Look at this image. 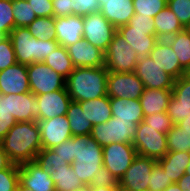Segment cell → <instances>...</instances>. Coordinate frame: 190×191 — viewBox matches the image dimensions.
I'll use <instances>...</instances> for the list:
<instances>
[{"label":"cell","mask_w":190,"mask_h":191,"mask_svg":"<svg viewBox=\"0 0 190 191\" xmlns=\"http://www.w3.org/2000/svg\"><path fill=\"white\" fill-rule=\"evenodd\" d=\"M44 63L65 79L75 68L68 55L67 48L62 45H59L54 52H51L44 60Z\"/></svg>","instance_id":"obj_32"},{"label":"cell","mask_w":190,"mask_h":191,"mask_svg":"<svg viewBox=\"0 0 190 191\" xmlns=\"http://www.w3.org/2000/svg\"><path fill=\"white\" fill-rule=\"evenodd\" d=\"M164 191H183L177 183L169 185Z\"/></svg>","instance_id":"obj_57"},{"label":"cell","mask_w":190,"mask_h":191,"mask_svg":"<svg viewBox=\"0 0 190 191\" xmlns=\"http://www.w3.org/2000/svg\"><path fill=\"white\" fill-rule=\"evenodd\" d=\"M172 97L177 100V105L190 106V77L186 74L174 81Z\"/></svg>","instance_id":"obj_37"},{"label":"cell","mask_w":190,"mask_h":191,"mask_svg":"<svg viewBox=\"0 0 190 191\" xmlns=\"http://www.w3.org/2000/svg\"><path fill=\"white\" fill-rule=\"evenodd\" d=\"M19 184V165L12 164L9 168L0 170V191H16Z\"/></svg>","instance_id":"obj_40"},{"label":"cell","mask_w":190,"mask_h":191,"mask_svg":"<svg viewBox=\"0 0 190 191\" xmlns=\"http://www.w3.org/2000/svg\"><path fill=\"white\" fill-rule=\"evenodd\" d=\"M19 182L34 191H55L49 171L42 169L36 161L19 165Z\"/></svg>","instance_id":"obj_16"},{"label":"cell","mask_w":190,"mask_h":191,"mask_svg":"<svg viewBox=\"0 0 190 191\" xmlns=\"http://www.w3.org/2000/svg\"><path fill=\"white\" fill-rule=\"evenodd\" d=\"M14 29L12 0H0V33L9 36Z\"/></svg>","instance_id":"obj_39"},{"label":"cell","mask_w":190,"mask_h":191,"mask_svg":"<svg viewBox=\"0 0 190 191\" xmlns=\"http://www.w3.org/2000/svg\"><path fill=\"white\" fill-rule=\"evenodd\" d=\"M15 123L16 120L9 113L8 97L0 92V141Z\"/></svg>","instance_id":"obj_43"},{"label":"cell","mask_w":190,"mask_h":191,"mask_svg":"<svg viewBox=\"0 0 190 191\" xmlns=\"http://www.w3.org/2000/svg\"><path fill=\"white\" fill-rule=\"evenodd\" d=\"M73 138L74 162L71 167L83 185L89 186L94 173L103 166V147L91 135Z\"/></svg>","instance_id":"obj_3"},{"label":"cell","mask_w":190,"mask_h":191,"mask_svg":"<svg viewBox=\"0 0 190 191\" xmlns=\"http://www.w3.org/2000/svg\"><path fill=\"white\" fill-rule=\"evenodd\" d=\"M0 145L14 164L34 161L42 149L37 121L16 122L0 141Z\"/></svg>","instance_id":"obj_1"},{"label":"cell","mask_w":190,"mask_h":191,"mask_svg":"<svg viewBox=\"0 0 190 191\" xmlns=\"http://www.w3.org/2000/svg\"><path fill=\"white\" fill-rule=\"evenodd\" d=\"M17 63L15 52L9 36H5L0 40V71Z\"/></svg>","instance_id":"obj_45"},{"label":"cell","mask_w":190,"mask_h":191,"mask_svg":"<svg viewBox=\"0 0 190 191\" xmlns=\"http://www.w3.org/2000/svg\"><path fill=\"white\" fill-rule=\"evenodd\" d=\"M49 174L55 183V191H75L84 186L71 165L53 166Z\"/></svg>","instance_id":"obj_29"},{"label":"cell","mask_w":190,"mask_h":191,"mask_svg":"<svg viewBox=\"0 0 190 191\" xmlns=\"http://www.w3.org/2000/svg\"><path fill=\"white\" fill-rule=\"evenodd\" d=\"M52 150L59 155L61 160L67 161L70 165L74 162L72 137L53 147Z\"/></svg>","instance_id":"obj_51"},{"label":"cell","mask_w":190,"mask_h":191,"mask_svg":"<svg viewBox=\"0 0 190 191\" xmlns=\"http://www.w3.org/2000/svg\"><path fill=\"white\" fill-rule=\"evenodd\" d=\"M155 35L158 39H164L175 35L177 32L184 30L185 28L180 23L175 14L165 7L154 18Z\"/></svg>","instance_id":"obj_28"},{"label":"cell","mask_w":190,"mask_h":191,"mask_svg":"<svg viewBox=\"0 0 190 191\" xmlns=\"http://www.w3.org/2000/svg\"><path fill=\"white\" fill-rule=\"evenodd\" d=\"M134 13L154 18L167 7V0H133Z\"/></svg>","instance_id":"obj_36"},{"label":"cell","mask_w":190,"mask_h":191,"mask_svg":"<svg viewBox=\"0 0 190 191\" xmlns=\"http://www.w3.org/2000/svg\"><path fill=\"white\" fill-rule=\"evenodd\" d=\"M186 174H190V161L187 165V168H186V171H185Z\"/></svg>","instance_id":"obj_60"},{"label":"cell","mask_w":190,"mask_h":191,"mask_svg":"<svg viewBox=\"0 0 190 191\" xmlns=\"http://www.w3.org/2000/svg\"><path fill=\"white\" fill-rule=\"evenodd\" d=\"M66 48L75 68L105 66V52L83 38Z\"/></svg>","instance_id":"obj_15"},{"label":"cell","mask_w":190,"mask_h":191,"mask_svg":"<svg viewBox=\"0 0 190 191\" xmlns=\"http://www.w3.org/2000/svg\"><path fill=\"white\" fill-rule=\"evenodd\" d=\"M133 145L138 155L159 160L168 152L165 133H160L155 128L141 121L137 125Z\"/></svg>","instance_id":"obj_7"},{"label":"cell","mask_w":190,"mask_h":191,"mask_svg":"<svg viewBox=\"0 0 190 191\" xmlns=\"http://www.w3.org/2000/svg\"><path fill=\"white\" fill-rule=\"evenodd\" d=\"M136 130L135 123L111 117L107 122L94 125L91 136L102 147L111 143L133 144Z\"/></svg>","instance_id":"obj_6"},{"label":"cell","mask_w":190,"mask_h":191,"mask_svg":"<svg viewBox=\"0 0 190 191\" xmlns=\"http://www.w3.org/2000/svg\"><path fill=\"white\" fill-rule=\"evenodd\" d=\"M138 59L135 50L116 32L105 51V68L109 72L131 73Z\"/></svg>","instance_id":"obj_5"},{"label":"cell","mask_w":190,"mask_h":191,"mask_svg":"<svg viewBox=\"0 0 190 191\" xmlns=\"http://www.w3.org/2000/svg\"><path fill=\"white\" fill-rule=\"evenodd\" d=\"M39 166L46 170L50 171V169L54 166L57 168L58 166H69L70 164L67 161L61 160L59 155L54 152L52 149L42 148L35 157V160Z\"/></svg>","instance_id":"obj_38"},{"label":"cell","mask_w":190,"mask_h":191,"mask_svg":"<svg viewBox=\"0 0 190 191\" xmlns=\"http://www.w3.org/2000/svg\"><path fill=\"white\" fill-rule=\"evenodd\" d=\"M112 117L118 120L131 121L138 125L143 118V110L137 99L110 98Z\"/></svg>","instance_id":"obj_25"},{"label":"cell","mask_w":190,"mask_h":191,"mask_svg":"<svg viewBox=\"0 0 190 191\" xmlns=\"http://www.w3.org/2000/svg\"><path fill=\"white\" fill-rule=\"evenodd\" d=\"M100 13L117 29L134 16L133 0H99Z\"/></svg>","instance_id":"obj_22"},{"label":"cell","mask_w":190,"mask_h":191,"mask_svg":"<svg viewBox=\"0 0 190 191\" xmlns=\"http://www.w3.org/2000/svg\"><path fill=\"white\" fill-rule=\"evenodd\" d=\"M53 17H67L73 15L70 0H52Z\"/></svg>","instance_id":"obj_52"},{"label":"cell","mask_w":190,"mask_h":191,"mask_svg":"<svg viewBox=\"0 0 190 191\" xmlns=\"http://www.w3.org/2000/svg\"><path fill=\"white\" fill-rule=\"evenodd\" d=\"M56 41L59 45L67 47L83 38V17L70 15L55 18Z\"/></svg>","instance_id":"obj_21"},{"label":"cell","mask_w":190,"mask_h":191,"mask_svg":"<svg viewBox=\"0 0 190 191\" xmlns=\"http://www.w3.org/2000/svg\"><path fill=\"white\" fill-rule=\"evenodd\" d=\"M16 191H34V190L23 186V185L19 182V184L17 185Z\"/></svg>","instance_id":"obj_58"},{"label":"cell","mask_w":190,"mask_h":191,"mask_svg":"<svg viewBox=\"0 0 190 191\" xmlns=\"http://www.w3.org/2000/svg\"><path fill=\"white\" fill-rule=\"evenodd\" d=\"M37 17H53L52 0H27Z\"/></svg>","instance_id":"obj_50"},{"label":"cell","mask_w":190,"mask_h":191,"mask_svg":"<svg viewBox=\"0 0 190 191\" xmlns=\"http://www.w3.org/2000/svg\"><path fill=\"white\" fill-rule=\"evenodd\" d=\"M9 37L18 63L30 65L44 62L47 56L59 46L56 40H39L32 36L27 27L14 28Z\"/></svg>","instance_id":"obj_4"},{"label":"cell","mask_w":190,"mask_h":191,"mask_svg":"<svg viewBox=\"0 0 190 191\" xmlns=\"http://www.w3.org/2000/svg\"><path fill=\"white\" fill-rule=\"evenodd\" d=\"M167 114L174 125L190 115V106L177 105V100L171 97L167 107Z\"/></svg>","instance_id":"obj_48"},{"label":"cell","mask_w":190,"mask_h":191,"mask_svg":"<svg viewBox=\"0 0 190 191\" xmlns=\"http://www.w3.org/2000/svg\"><path fill=\"white\" fill-rule=\"evenodd\" d=\"M135 74L143 82L144 88L172 89L175 79L164 72L150 56L139 58L135 67Z\"/></svg>","instance_id":"obj_13"},{"label":"cell","mask_w":190,"mask_h":191,"mask_svg":"<svg viewBox=\"0 0 190 191\" xmlns=\"http://www.w3.org/2000/svg\"><path fill=\"white\" fill-rule=\"evenodd\" d=\"M157 163L151 157L137 155L124 176L119 180L122 191H146L150 183V174Z\"/></svg>","instance_id":"obj_11"},{"label":"cell","mask_w":190,"mask_h":191,"mask_svg":"<svg viewBox=\"0 0 190 191\" xmlns=\"http://www.w3.org/2000/svg\"><path fill=\"white\" fill-rule=\"evenodd\" d=\"M108 72L105 66L74 68L65 84L71 100L80 102L107 96Z\"/></svg>","instance_id":"obj_2"},{"label":"cell","mask_w":190,"mask_h":191,"mask_svg":"<svg viewBox=\"0 0 190 191\" xmlns=\"http://www.w3.org/2000/svg\"><path fill=\"white\" fill-rule=\"evenodd\" d=\"M173 184L171 179L165 173V170L157 162L150 174V183H148V190L150 191H164L169 185Z\"/></svg>","instance_id":"obj_41"},{"label":"cell","mask_w":190,"mask_h":191,"mask_svg":"<svg viewBox=\"0 0 190 191\" xmlns=\"http://www.w3.org/2000/svg\"><path fill=\"white\" fill-rule=\"evenodd\" d=\"M13 162L9 159V156L5 153L0 145V170L9 168Z\"/></svg>","instance_id":"obj_53"},{"label":"cell","mask_w":190,"mask_h":191,"mask_svg":"<svg viewBox=\"0 0 190 191\" xmlns=\"http://www.w3.org/2000/svg\"><path fill=\"white\" fill-rule=\"evenodd\" d=\"M168 151L190 152V133L177 125L166 134Z\"/></svg>","instance_id":"obj_35"},{"label":"cell","mask_w":190,"mask_h":191,"mask_svg":"<svg viewBox=\"0 0 190 191\" xmlns=\"http://www.w3.org/2000/svg\"><path fill=\"white\" fill-rule=\"evenodd\" d=\"M75 191H92L91 187L90 186H83L79 189H76Z\"/></svg>","instance_id":"obj_59"},{"label":"cell","mask_w":190,"mask_h":191,"mask_svg":"<svg viewBox=\"0 0 190 191\" xmlns=\"http://www.w3.org/2000/svg\"><path fill=\"white\" fill-rule=\"evenodd\" d=\"M183 191H190V174H184L177 182Z\"/></svg>","instance_id":"obj_54"},{"label":"cell","mask_w":190,"mask_h":191,"mask_svg":"<svg viewBox=\"0 0 190 191\" xmlns=\"http://www.w3.org/2000/svg\"><path fill=\"white\" fill-rule=\"evenodd\" d=\"M190 161V152L168 151L163 158L157 160L173 183H176L184 174Z\"/></svg>","instance_id":"obj_26"},{"label":"cell","mask_w":190,"mask_h":191,"mask_svg":"<svg viewBox=\"0 0 190 191\" xmlns=\"http://www.w3.org/2000/svg\"><path fill=\"white\" fill-rule=\"evenodd\" d=\"M176 125L179 126L181 129H184V131L190 133V115L184 117V119L178 122Z\"/></svg>","instance_id":"obj_55"},{"label":"cell","mask_w":190,"mask_h":191,"mask_svg":"<svg viewBox=\"0 0 190 191\" xmlns=\"http://www.w3.org/2000/svg\"><path fill=\"white\" fill-rule=\"evenodd\" d=\"M4 37H5V35L2 34V33H0V40H1L2 38H4Z\"/></svg>","instance_id":"obj_62"},{"label":"cell","mask_w":190,"mask_h":191,"mask_svg":"<svg viewBox=\"0 0 190 191\" xmlns=\"http://www.w3.org/2000/svg\"><path fill=\"white\" fill-rule=\"evenodd\" d=\"M30 92L34 95L66 89V79L44 62L27 65Z\"/></svg>","instance_id":"obj_8"},{"label":"cell","mask_w":190,"mask_h":191,"mask_svg":"<svg viewBox=\"0 0 190 191\" xmlns=\"http://www.w3.org/2000/svg\"><path fill=\"white\" fill-rule=\"evenodd\" d=\"M128 25L131 29L147 30L152 35H155V24L152 17L134 14Z\"/></svg>","instance_id":"obj_49"},{"label":"cell","mask_w":190,"mask_h":191,"mask_svg":"<svg viewBox=\"0 0 190 191\" xmlns=\"http://www.w3.org/2000/svg\"><path fill=\"white\" fill-rule=\"evenodd\" d=\"M166 40L176 53L180 66L187 71L190 68V31L185 28Z\"/></svg>","instance_id":"obj_31"},{"label":"cell","mask_w":190,"mask_h":191,"mask_svg":"<svg viewBox=\"0 0 190 191\" xmlns=\"http://www.w3.org/2000/svg\"><path fill=\"white\" fill-rule=\"evenodd\" d=\"M171 97L172 89L145 88L139 98L144 116L166 112Z\"/></svg>","instance_id":"obj_24"},{"label":"cell","mask_w":190,"mask_h":191,"mask_svg":"<svg viewBox=\"0 0 190 191\" xmlns=\"http://www.w3.org/2000/svg\"><path fill=\"white\" fill-rule=\"evenodd\" d=\"M149 56L164 72L168 73L175 80L186 74L167 40L159 39Z\"/></svg>","instance_id":"obj_20"},{"label":"cell","mask_w":190,"mask_h":191,"mask_svg":"<svg viewBox=\"0 0 190 191\" xmlns=\"http://www.w3.org/2000/svg\"><path fill=\"white\" fill-rule=\"evenodd\" d=\"M12 6L14 28L28 27L37 18L27 0H12Z\"/></svg>","instance_id":"obj_34"},{"label":"cell","mask_w":190,"mask_h":191,"mask_svg":"<svg viewBox=\"0 0 190 191\" xmlns=\"http://www.w3.org/2000/svg\"><path fill=\"white\" fill-rule=\"evenodd\" d=\"M90 187H108L119 186L118 180L113 174L103 165L98 171L94 173V177L91 180Z\"/></svg>","instance_id":"obj_47"},{"label":"cell","mask_w":190,"mask_h":191,"mask_svg":"<svg viewBox=\"0 0 190 191\" xmlns=\"http://www.w3.org/2000/svg\"><path fill=\"white\" fill-rule=\"evenodd\" d=\"M8 97L9 113L16 122H29L39 120V106L32 92L22 94H6Z\"/></svg>","instance_id":"obj_19"},{"label":"cell","mask_w":190,"mask_h":191,"mask_svg":"<svg viewBox=\"0 0 190 191\" xmlns=\"http://www.w3.org/2000/svg\"><path fill=\"white\" fill-rule=\"evenodd\" d=\"M92 191H122L120 186L91 187Z\"/></svg>","instance_id":"obj_56"},{"label":"cell","mask_w":190,"mask_h":191,"mask_svg":"<svg viewBox=\"0 0 190 191\" xmlns=\"http://www.w3.org/2000/svg\"><path fill=\"white\" fill-rule=\"evenodd\" d=\"M86 119L93 126L107 122L112 117L110 98L103 96L94 100L80 101Z\"/></svg>","instance_id":"obj_27"},{"label":"cell","mask_w":190,"mask_h":191,"mask_svg":"<svg viewBox=\"0 0 190 191\" xmlns=\"http://www.w3.org/2000/svg\"><path fill=\"white\" fill-rule=\"evenodd\" d=\"M186 75L190 77V68L186 71Z\"/></svg>","instance_id":"obj_61"},{"label":"cell","mask_w":190,"mask_h":191,"mask_svg":"<svg viewBox=\"0 0 190 191\" xmlns=\"http://www.w3.org/2000/svg\"><path fill=\"white\" fill-rule=\"evenodd\" d=\"M27 28L33 37L41 41L56 40L54 17H37Z\"/></svg>","instance_id":"obj_33"},{"label":"cell","mask_w":190,"mask_h":191,"mask_svg":"<svg viewBox=\"0 0 190 191\" xmlns=\"http://www.w3.org/2000/svg\"><path fill=\"white\" fill-rule=\"evenodd\" d=\"M66 116L72 136L91 135L93 124L88 121L79 102L71 101Z\"/></svg>","instance_id":"obj_30"},{"label":"cell","mask_w":190,"mask_h":191,"mask_svg":"<svg viewBox=\"0 0 190 191\" xmlns=\"http://www.w3.org/2000/svg\"><path fill=\"white\" fill-rule=\"evenodd\" d=\"M117 32L128 42L137 53L138 58L149 56L155 44L159 40L147 30L131 29L126 24L117 29Z\"/></svg>","instance_id":"obj_23"},{"label":"cell","mask_w":190,"mask_h":191,"mask_svg":"<svg viewBox=\"0 0 190 191\" xmlns=\"http://www.w3.org/2000/svg\"><path fill=\"white\" fill-rule=\"evenodd\" d=\"M144 84L135 74L108 72L107 96L109 98H126L139 100L144 91Z\"/></svg>","instance_id":"obj_12"},{"label":"cell","mask_w":190,"mask_h":191,"mask_svg":"<svg viewBox=\"0 0 190 191\" xmlns=\"http://www.w3.org/2000/svg\"><path fill=\"white\" fill-rule=\"evenodd\" d=\"M35 97L39 106V120L66 115L72 101L66 89L35 95Z\"/></svg>","instance_id":"obj_17"},{"label":"cell","mask_w":190,"mask_h":191,"mask_svg":"<svg viewBox=\"0 0 190 191\" xmlns=\"http://www.w3.org/2000/svg\"><path fill=\"white\" fill-rule=\"evenodd\" d=\"M167 7L175 14L184 28L190 25V0H167Z\"/></svg>","instance_id":"obj_42"},{"label":"cell","mask_w":190,"mask_h":191,"mask_svg":"<svg viewBox=\"0 0 190 191\" xmlns=\"http://www.w3.org/2000/svg\"><path fill=\"white\" fill-rule=\"evenodd\" d=\"M37 123L40 128L42 148L52 149L72 137L66 115L38 120Z\"/></svg>","instance_id":"obj_14"},{"label":"cell","mask_w":190,"mask_h":191,"mask_svg":"<svg viewBox=\"0 0 190 191\" xmlns=\"http://www.w3.org/2000/svg\"><path fill=\"white\" fill-rule=\"evenodd\" d=\"M143 122L155 128L160 133L167 134L173 127L171 118L167 112H158L143 118Z\"/></svg>","instance_id":"obj_44"},{"label":"cell","mask_w":190,"mask_h":191,"mask_svg":"<svg viewBox=\"0 0 190 191\" xmlns=\"http://www.w3.org/2000/svg\"><path fill=\"white\" fill-rule=\"evenodd\" d=\"M73 15L87 16L88 14L99 12V0H70Z\"/></svg>","instance_id":"obj_46"},{"label":"cell","mask_w":190,"mask_h":191,"mask_svg":"<svg viewBox=\"0 0 190 191\" xmlns=\"http://www.w3.org/2000/svg\"><path fill=\"white\" fill-rule=\"evenodd\" d=\"M83 25V39L105 52L117 32V28L100 12L84 16Z\"/></svg>","instance_id":"obj_9"},{"label":"cell","mask_w":190,"mask_h":191,"mask_svg":"<svg viewBox=\"0 0 190 191\" xmlns=\"http://www.w3.org/2000/svg\"><path fill=\"white\" fill-rule=\"evenodd\" d=\"M102 153L103 165L113 174L118 182L138 155L134 145L126 143L106 145L103 147Z\"/></svg>","instance_id":"obj_10"},{"label":"cell","mask_w":190,"mask_h":191,"mask_svg":"<svg viewBox=\"0 0 190 191\" xmlns=\"http://www.w3.org/2000/svg\"><path fill=\"white\" fill-rule=\"evenodd\" d=\"M0 92L4 95L30 92L27 65L17 62L0 71Z\"/></svg>","instance_id":"obj_18"}]
</instances>
